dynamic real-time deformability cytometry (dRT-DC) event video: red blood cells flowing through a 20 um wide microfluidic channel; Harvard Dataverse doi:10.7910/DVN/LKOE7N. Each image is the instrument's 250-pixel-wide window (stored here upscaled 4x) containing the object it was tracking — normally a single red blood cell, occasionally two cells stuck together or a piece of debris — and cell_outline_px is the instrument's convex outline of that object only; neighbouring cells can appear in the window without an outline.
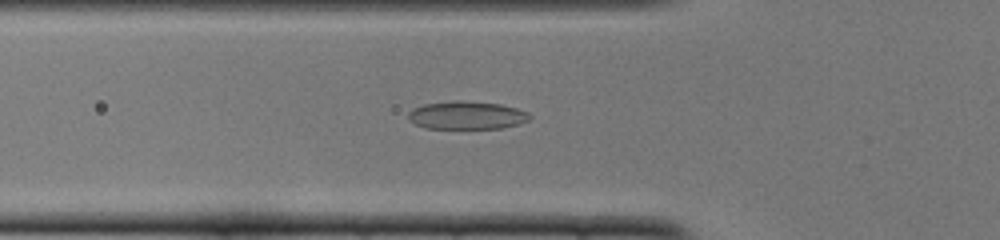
{"species": "common noctule bat (a hibernating species)", "species_latin": "Nyctalus noctula", "temperature_condition": "cold", "stored_images_in_passage": 44, "camera_frame_rate_fps": 3000, "um_per_image_px": 0.085, "animal": {"sex": "female", "body_mass_g": 22.0, "forearm_length_mm": 56.7}, "frame": {"image": 1, "passage_image": 16, "time_ms": 5.0, "image_size_px": [1000, 240], "cell_outline_px": [[532, 116], [528, 120], [516, 124], [500, 128], [424, 128], [408, 120], [408, 112], [412, 108], [424, 104], [456, 100], [500, 104], [516, 108], [528, 112]], "centroid_in_image_um": [39.63, 9.79], "position_along_channel_um": 86.2, "area_um2": 19.71}}
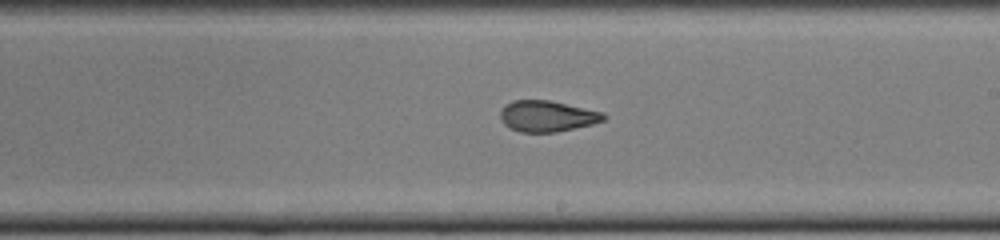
{"frame": {"image": 2, "passage_image": 28, "time_ms": 9.0, "image_size_px": [1000, 240], "cell_outline_px": [[608, 116], [604, 120], [592, 124], [556, 132], [520, 132], [508, 128], [500, 120], [500, 112], [512, 100], [548, 100], [604, 112]], "centroid_in_image_um": [46.51, 9.88], "position_along_channel_um": 242.5, "area_um2": 18.67}}
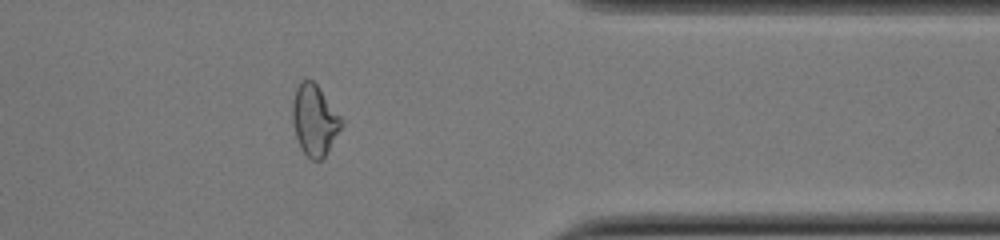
{"frame": {"image": 3, "passage_image": 40, "time_ms": 13.0, "image_size_px": [1000, 240], "cell_outline_px": [[344, 124], [324, 156], [320, 160], [312, 160], [300, 148], [292, 124], [292, 100], [296, 88], [300, 80], [312, 80], [316, 84], [344, 120]], "centroid_in_image_um": [26.72, 10.2], "position_along_channel_um": 384.7, "area_um2": 20.17}}